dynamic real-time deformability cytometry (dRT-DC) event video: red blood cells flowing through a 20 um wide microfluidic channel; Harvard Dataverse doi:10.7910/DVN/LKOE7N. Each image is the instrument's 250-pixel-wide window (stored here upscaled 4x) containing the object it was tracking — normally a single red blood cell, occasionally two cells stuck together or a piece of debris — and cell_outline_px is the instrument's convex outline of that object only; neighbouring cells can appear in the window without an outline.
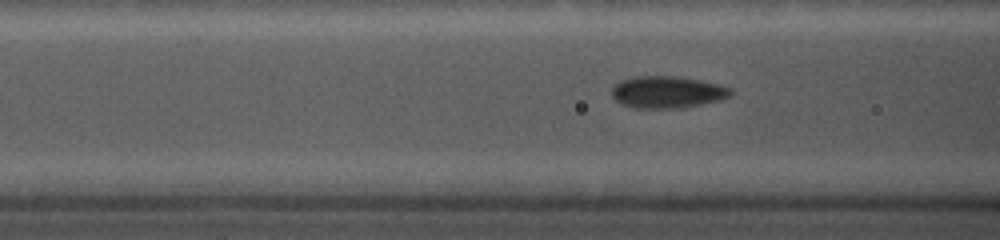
{"species": "common noctule bat (a hibernating species)", "species_latin": "Nyctalus noctula", "temperature_condition": "cold", "stored_images_in_passage": 51, "camera_frame_rate_fps": 5000, "um_per_image_px": 0.085, "animal": {"sex": "female", "body_mass_g": 19.0, "forearm_length_mm": 56.7}, "frame": {"image": 1, "passage_image": 13, "time_ms": 2.4, "image_size_px": [1000, 240], "cell_outline_px": [[732, 92], [728, 96], [720, 100], [680, 108], [636, 108], [624, 104], [616, 100], [612, 96], [612, 88], [620, 80], [636, 76], [672, 76], [700, 80], [720, 84], [732, 88]], "centroid_in_image_um": [56.72, 7.82], "position_along_channel_um": 109.9, "area_um2": 21.96}}
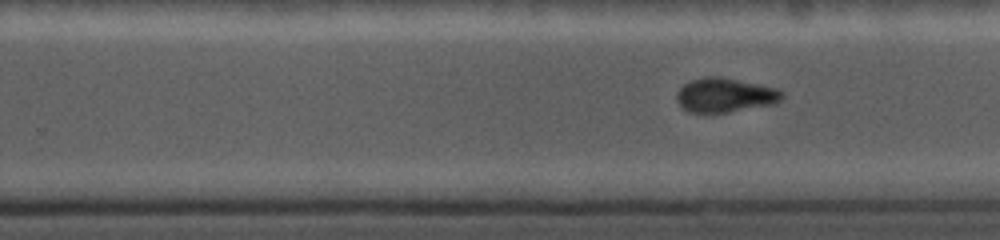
{"frame": {"image": 2, "passage_image": 34, "time_ms": 6.6, "image_size_px": [1000, 240], "cell_outline_px": [[784, 96], [780, 100], [772, 104], [728, 112], [688, 112], [676, 100], [676, 92], [684, 84], [692, 80], [708, 76], [720, 76], [780, 88], [784, 92]], "centroid_in_image_um": [61.65, 8.07], "position_along_channel_um": 268.1, "area_um2": 21.04}}
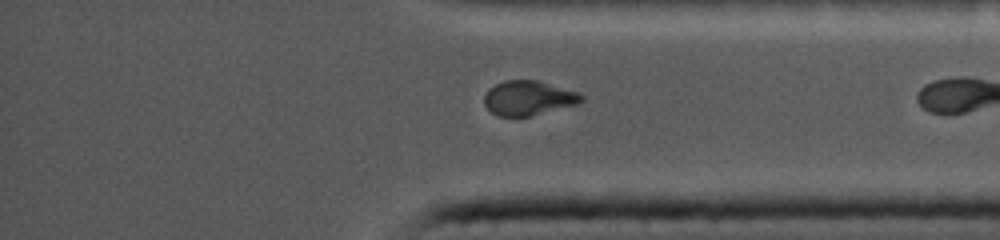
{"frame": {"image": 3, "passage_image": 50, "time_ms": 9.8, "image_size_px": [1000, 240], "cell_outline_px": [[584, 100], [576, 104], [528, 116], [500, 116], [492, 112], [484, 104], [484, 96], [488, 88], [504, 80], [536, 80], [580, 92], [584, 96]], "centroid_in_image_um": [44.91, 8.31], "position_along_channel_um": 390.3, "area_um2": 19.42}}